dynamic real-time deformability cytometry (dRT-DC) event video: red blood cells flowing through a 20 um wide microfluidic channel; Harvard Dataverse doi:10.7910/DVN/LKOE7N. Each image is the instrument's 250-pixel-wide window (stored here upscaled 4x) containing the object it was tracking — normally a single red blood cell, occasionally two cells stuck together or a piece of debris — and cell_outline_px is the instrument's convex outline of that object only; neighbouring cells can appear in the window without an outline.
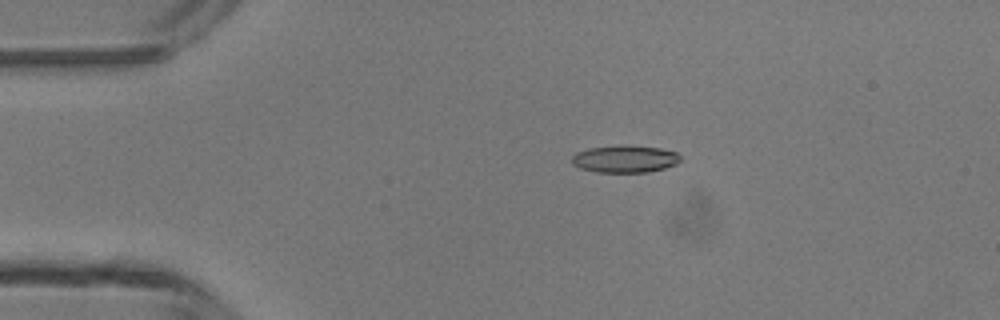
{"species": "common noctule bat (a hibernating species)", "species_latin": "Nyctalus noctula", "temperature_condition": "room temperature", "stored_images_in_passage": 4, "camera_frame_rate_fps": 3000, "um_per_image_px": 0.085, "animal": {"sex": "male", "body_mass_g": 13.3}, "frame": {"image": 1, "passage_image": 2, "time_ms": 1.333, "image_size_px": [1000, 320], "cell_outline_px": [[680, 160], [676, 164], [664, 168], [648, 172], [596, 172], [580, 168], [572, 164], [572, 156], [576, 152], [588, 148], [660, 148], [676, 152], [680, 156]], "centroid_in_image_um": [53.1, 13.56], "position_along_channel_um": 31.9, "area_um2": 16.36}}
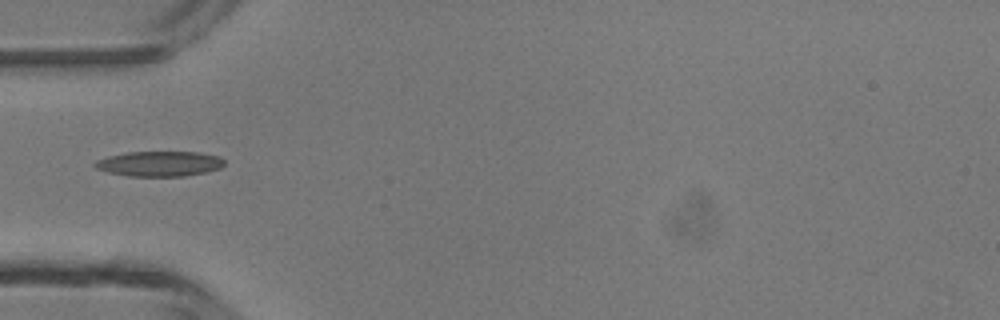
{"frame": {"image": 2, "passage_image": 3, "time_ms": 3.333, "image_size_px": [1000, 320], "cell_outline_px": [[224, 164], [220, 168], [208, 172], [184, 176], [128, 176], [108, 172], [96, 168], [92, 164], [96, 160], [108, 156], [128, 152], [200, 152], [220, 156], [224, 160]], "centroid_in_image_um": [13.57, 13.91], "position_along_channel_um": 71.4, "area_um2": 19.07}}
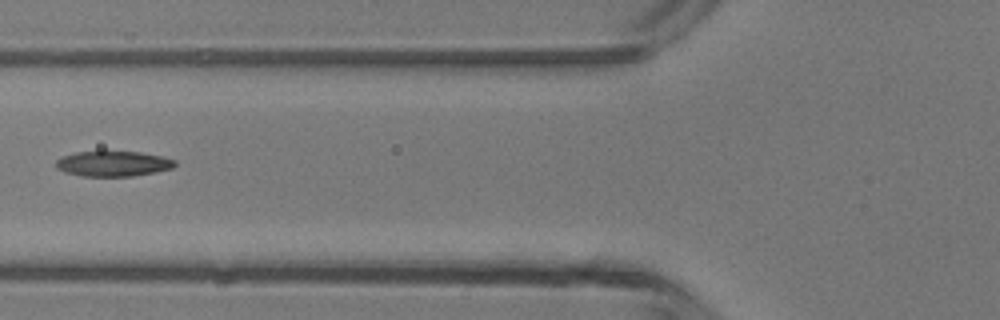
{"frame": {"image": 3, "passage_image": 4, "time_ms": 4.333, "image_size_px": [1000, 320], "cell_outline_px": [[176, 164], [172, 168], [156, 172], [132, 176], [80, 176], [64, 172], [56, 168], [56, 160], [64, 156], [76, 152], [140, 152], [160, 156], [176, 160]], "centroid_in_image_um": [9.61, 13.92], "position_along_channel_um": 116.2, "area_um2": 17.4}}